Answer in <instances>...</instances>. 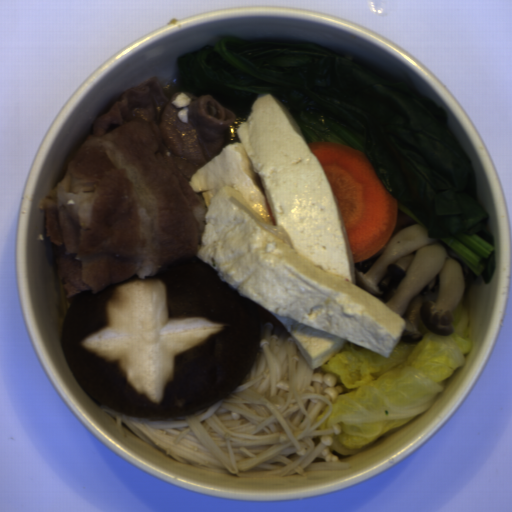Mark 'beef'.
<instances>
[{"mask_svg":"<svg viewBox=\"0 0 512 512\" xmlns=\"http://www.w3.org/2000/svg\"><path fill=\"white\" fill-rule=\"evenodd\" d=\"M237 115L208 94L149 77L124 91L41 201L64 296L145 279L198 256L208 209L190 181Z\"/></svg>","mask_w":512,"mask_h":512,"instance_id":"1","label":"beef"}]
</instances>
